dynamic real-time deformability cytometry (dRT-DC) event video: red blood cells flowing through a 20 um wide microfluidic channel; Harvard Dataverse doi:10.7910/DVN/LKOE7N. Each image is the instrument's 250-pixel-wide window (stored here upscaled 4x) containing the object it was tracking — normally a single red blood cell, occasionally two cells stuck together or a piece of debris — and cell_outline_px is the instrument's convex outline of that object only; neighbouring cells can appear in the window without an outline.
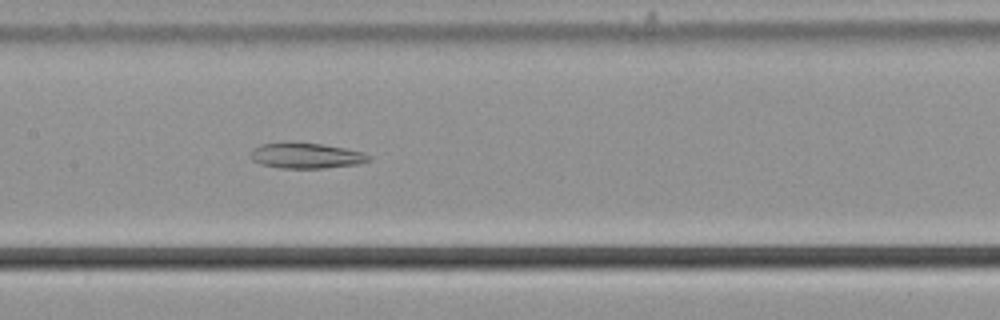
{"species": "common noctule bat (a hibernating species)", "species_latin": "Nyctalus noctula", "temperature_condition": "cold", "stored_images_in_passage": 56, "camera_frame_rate_fps": 3000, "um_per_image_px": 0.085, "animal": {"sex": "male", "body_mass_g": 21.5, "forearm_length_mm": 52.0}, "frame": {"image": 1, "passage_image": 28, "time_ms": 9.0, "image_size_px": [1000, 320], "cell_outline_px": [[372, 160], [356, 164], [324, 168], [280, 168], [260, 164], [252, 160], [248, 156], [260, 144], [292, 140], [320, 144], [344, 148], [364, 152], [372, 156]], "centroid_in_image_um": [26.0, 13.21], "position_along_channel_um": 181.4, "area_um2": 17.98}}
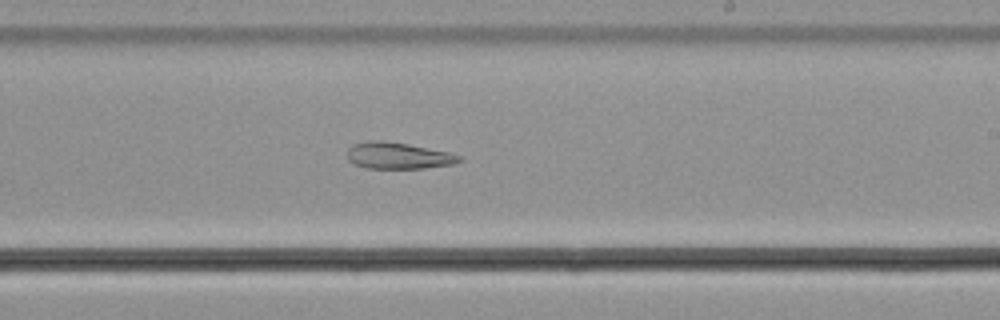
{"frame": {"image": 2, "passage_image": 34, "time_ms": 11.0, "image_size_px": [1000, 320], "cell_outline_px": [[464, 160], [456, 164], [424, 168], [364, 168], [352, 164], [348, 160], [348, 148], [352, 144], [368, 140], [384, 140], [408, 144], [448, 152], [460, 156]], "centroid_in_image_um": [33.82, 13.23], "position_along_channel_um": 255.2, "area_um2": 17.51}}
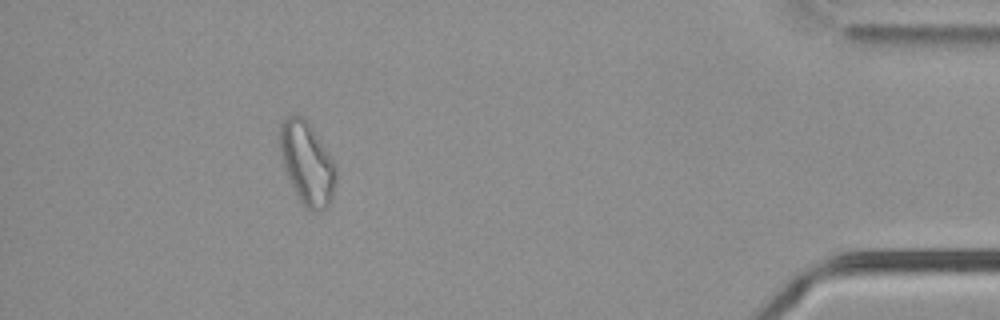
{"frame": {"image": 3, "passage_image": 51, "time_ms": 16.667, "image_size_px": [1000, 320], "cell_outline_px": [[336, 184], [328, 208], [316, 212], [312, 212], [296, 196], [284, 168], [280, 152], [280, 124], [288, 116], [304, 116], [336, 164]], "centroid_in_image_um": [26.11, 13.91], "position_along_channel_um": 409.1, "area_um2": 26.93}, "authors_computed_cell_mechanics": {"area_um2": 24.9407, "velocity_mm_per_s": 3.6929, "shape_relaxation_time_tau1_ms": null, "shape_relaxation_time_tau2_ms": 7.6324, "deformation_change_tau1": null, "deformation_change_tau2": 0.1765}}